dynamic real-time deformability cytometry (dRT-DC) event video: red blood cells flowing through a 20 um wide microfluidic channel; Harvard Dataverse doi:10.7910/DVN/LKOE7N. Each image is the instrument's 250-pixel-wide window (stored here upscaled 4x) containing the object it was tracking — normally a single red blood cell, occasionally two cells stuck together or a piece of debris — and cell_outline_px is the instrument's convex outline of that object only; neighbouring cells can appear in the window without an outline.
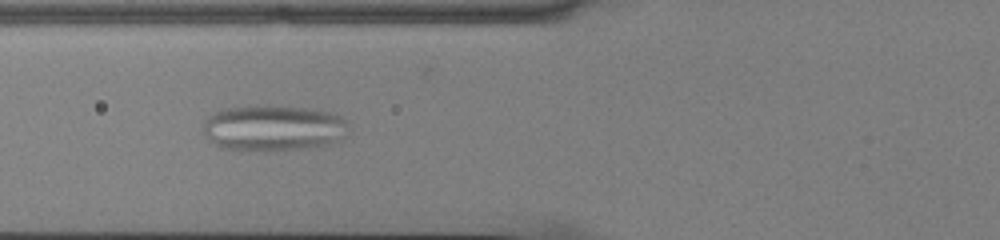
{"species": "common noctule bat (a hibernating species)", "species_latin": "Nyctalus noctula", "temperature_condition": "cold", "stored_images_in_passage": 55, "camera_frame_rate_fps": 3000, "um_per_image_px": 0.085, "animal": {"sex": "male", "body_mass_g": 13.0, "forearm_length_mm": 53.1}, "frame": {"image": 1, "passage_image": 22, "time_ms": 7.0, "image_size_px": [1000, 240], "cell_outline_px": [[348, 128], [344, 136], [328, 144], [300, 148], [248, 152], [220, 148], [208, 140], [204, 136], [204, 124], [208, 116], [224, 108], [260, 104], [304, 108], [328, 112], [340, 116], [348, 124]], "centroid_in_image_um": [23.15, 10.88], "position_along_channel_um": 102.6, "area_um2": 39.13}}
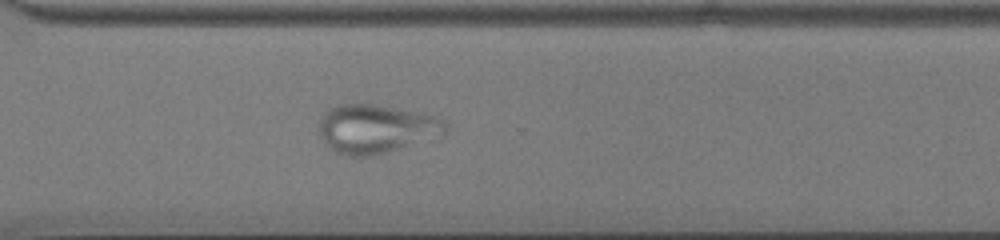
{"frame": {"image": 2, "passage_image": 41, "time_ms": 13.333, "image_size_px": [1000, 240], "cell_outline_px": [[448, 128], [444, 132], [372, 156], [348, 156], [336, 152], [328, 148], [324, 144], [320, 136], [320, 116], [328, 108], [340, 104], [376, 104], [424, 112], [440, 116], [448, 124]], "centroid_in_image_um": [31.91, 10.9], "position_along_channel_um": 338.7, "area_um2": 35.72}}
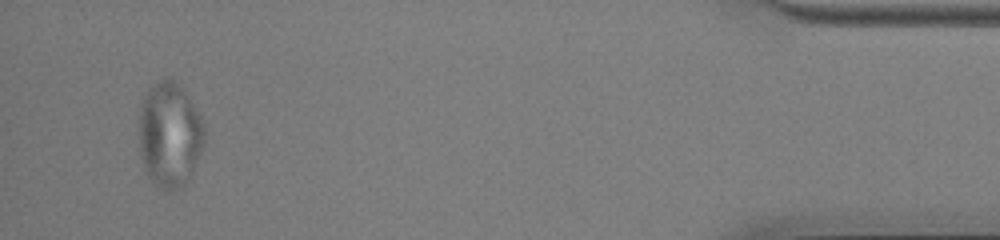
{"frame": {"image": 3, "passage_image": 53, "time_ms": 17.333, "image_size_px": [1000, 240], "cell_outline_px": [[204, 144], [184, 184], [168, 192], [160, 188], [148, 176], [144, 168], [140, 152], [140, 108], [144, 96], [148, 88], [160, 80], [168, 76], [176, 80], [184, 88], [200, 116], [204, 124]], "centroid_in_image_um": [14.41, 11.38], "position_along_channel_um": 420.8, "area_um2": 39.77}}